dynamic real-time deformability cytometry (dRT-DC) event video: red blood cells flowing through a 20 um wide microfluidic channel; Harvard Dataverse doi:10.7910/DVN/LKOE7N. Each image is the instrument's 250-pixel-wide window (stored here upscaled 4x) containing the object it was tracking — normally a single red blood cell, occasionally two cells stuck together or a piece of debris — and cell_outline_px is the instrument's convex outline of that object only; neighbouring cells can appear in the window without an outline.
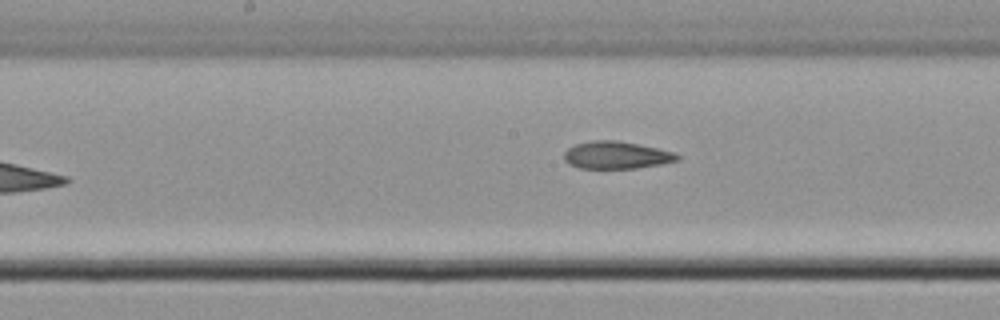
{"species": "common noctule bat (a hibernating species)", "species_latin": "Nyctalus noctula", "temperature_condition": "cold", "stored_images_in_passage": 9, "camera_frame_rate_fps": 3000, "um_per_image_px": 0.085, "animal": {"sex": "male", "body_mass_g": 21.5, "forearm_length_mm": 52.0}, "frame": {"image": 1, "passage_image": 9, "time_ms": 10.0, "image_size_px": [1000, 320], "cell_outline_px": [[680, 160], [660, 164], [636, 168], [580, 168], [568, 164], [564, 160], [564, 152], [568, 148], [576, 144], [592, 140], [616, 140], [656, 148], [672, 152], [680, 156]], "centroid_in_image_um": [52.36, 13.19], "position_along_channel_um": 195.8, "area_um2": 17.92}}